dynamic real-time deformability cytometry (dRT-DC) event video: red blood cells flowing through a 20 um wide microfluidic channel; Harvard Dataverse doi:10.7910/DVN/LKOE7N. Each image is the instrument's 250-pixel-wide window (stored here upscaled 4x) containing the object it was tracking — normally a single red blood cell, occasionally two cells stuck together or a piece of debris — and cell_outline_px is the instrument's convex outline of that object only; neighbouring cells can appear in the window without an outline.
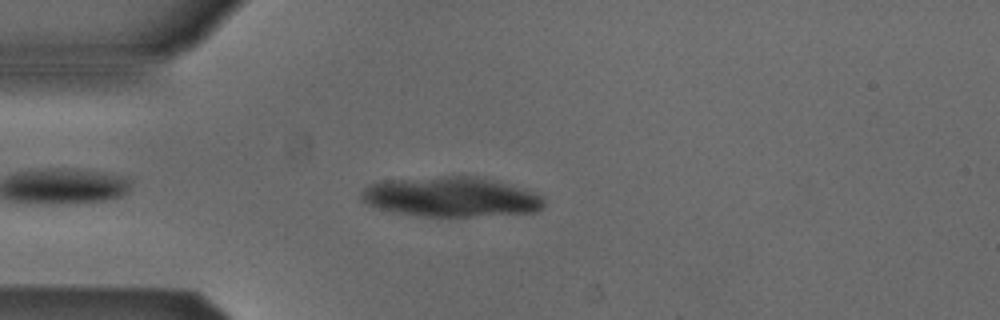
{"species": "Egyptian fruit bat (a non-hibernating species)", "species_latin": "Rousettus aegyptiacus", "temperature_condition": "cold", "stored_images_in_passage": 43, "camera_frame_rate_fps": 3000, "um_per_image_px": 0.085, "animal": {"sex": "male"}, "frame": {"image": 1, "passage_image": 4, "time_ms": 1.0, "image_size_px": [1000, 320], "cell_outline_px": [[544, 208], [536, 212], [472, 216], [424, 216], [392, 212], [368, 204], [360, 200], [360, 192], [368, 184], [380, 180], [444, 176], [484, 176], [512, 184], [536, 192], [544, 196]], "centroid_in_image_um": [38.36, 16.71], "position_along_channel_um": 46.6, "area_um2": 43.18}}
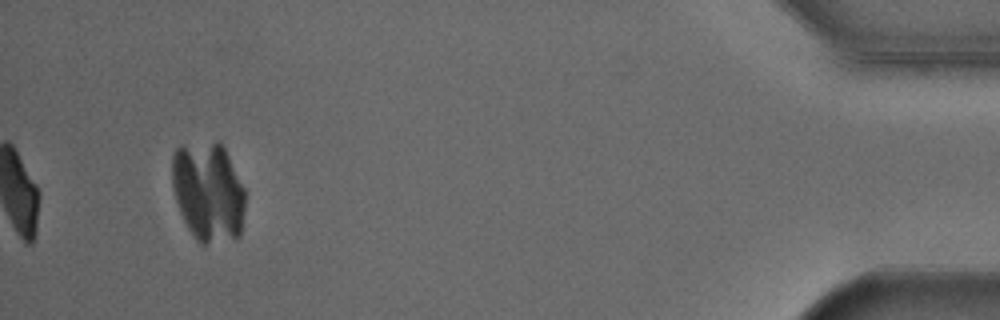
{"frame": {"image": 2, "passage_image": 40, "time_ms": 13.0, "image_size_px": [1000, 320], "cell_outline_px": [[244, 208], [240, 236], [236, 240], [204, 244], [200, 244], [196, 240], [188, 228], [180, 212], [172, 188], [172, 156], [176, 148], [180, 144], [216, 140], [220, 140], [244, 188]], "centroid_in_image_um": [17.68, 16.29], "position_along_channel_um": 417.5, "area_um2": 43.06}}